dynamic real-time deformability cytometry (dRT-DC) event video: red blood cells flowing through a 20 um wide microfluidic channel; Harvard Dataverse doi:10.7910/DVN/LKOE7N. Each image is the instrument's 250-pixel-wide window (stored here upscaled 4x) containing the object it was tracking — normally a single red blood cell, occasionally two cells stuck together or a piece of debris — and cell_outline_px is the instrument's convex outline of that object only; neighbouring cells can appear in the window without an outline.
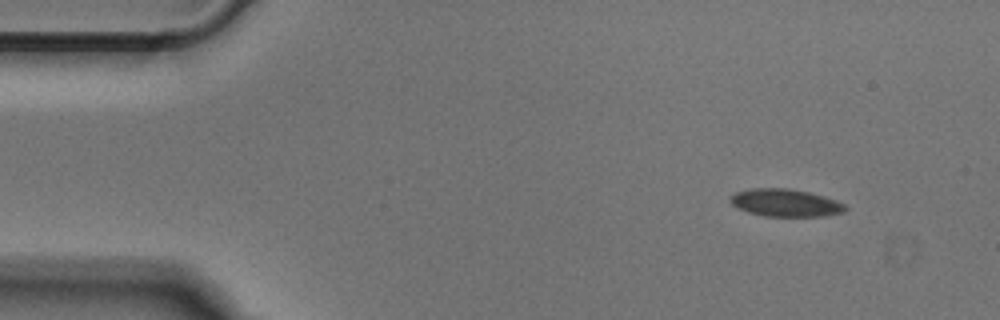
{"species": "Egyptian fruit bat (a non-hibernating species)", "species_latin": "Rousettus aegyptiacus", "temperature_condition": "cold", "stored_images_in_passage": 47, "camera_frame_rate_fps": 3000, "um_per_image_px": 0.085, "animal": {"sex": "male"}, "frame": {"image": 1, "passage_image": 1, "time_ms": 0.0, "image_size_px": [1000, 320], "cell_outline_px": [[848, 208], [844, 212], [824, 216], [764, 216], [748, 212], [732, 204], [728, 196], [736, 192], [752, 188], [788, 188], [808, 192], [824, 196], [836, 200], [844, 204]], "centroid_in_image_um": [66.77, 17.23], "position_along_channel_um": 18.2, "area_um2": 18.44}}
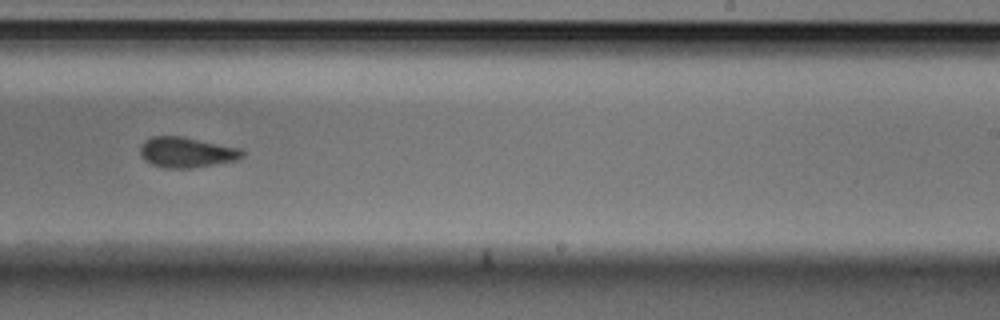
{"frame": {"image": 2, "passage_image": 27, "time_ms": 8.667, "image_size_px": [1000, 320], "cell_outline_px": [[244, 156], [236, 160], [192, 168], [164, 168], [152, 164], [144, 160], [140, 156], [140, 144], [144, 140], [152, 136], [184, 136], [240, 148], [244, 152]], "centroid_in_image_um": [15.82, 12.94], "position_along_channel_um": 273.2, "area_um2": 18.26}}
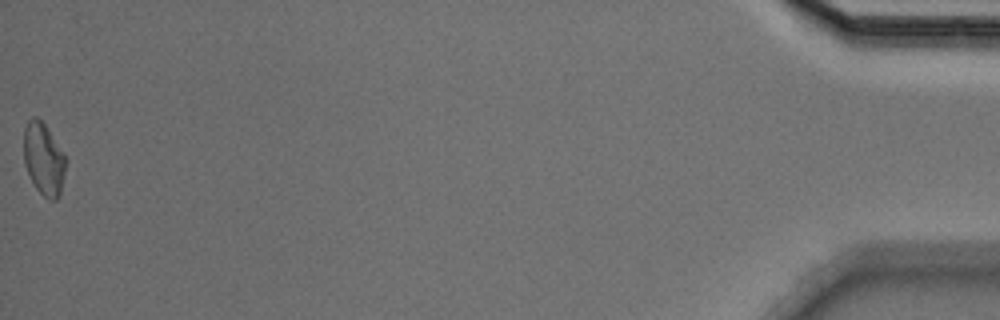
{"frame": {"image": 3, "passage_image": 47, "time_ms": 15.333, "image_size_px": [1000, 320], "cell_outline_px": [[68, 160], [60, 196], [56, 200], [48, 200], [36, 188], [24, 164], [24, 128], [28, 120], [32, 116], [36, 116], [44, 124], [64, 152]], "centroid_in_image_um": [3.74, 13.53], "position_along_channel_um": 431.5, "area_um2": 17.92}}